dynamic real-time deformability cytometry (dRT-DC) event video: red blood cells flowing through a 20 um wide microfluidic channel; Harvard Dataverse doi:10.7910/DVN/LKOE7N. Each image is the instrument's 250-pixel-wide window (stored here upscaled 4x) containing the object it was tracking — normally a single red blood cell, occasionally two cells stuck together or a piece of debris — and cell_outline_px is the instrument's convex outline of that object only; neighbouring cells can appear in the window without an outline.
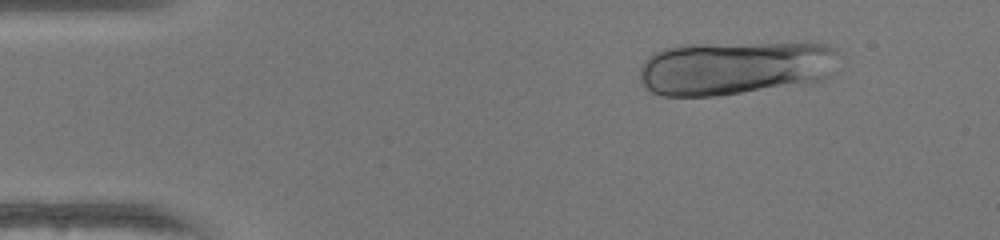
{"species": "human", "species_latin": "Homo sapiens", "temperature_condition": "warm", "stored_images_in_passage": 48, "camera_frame_rate_fps": 3000, "um_per_image_px": 0.085, "donor": {"sex": "female"}, "frame": {"image": 1, "passage_image": 6, "time_ms": 1.667, "image_size_px": [1000, 240], "cell_outline_px": [[840, 52], [832, 76], [824, 80], [808, 84], [720, 96], [660, 96], [644, 88], [640, 80], [640, 68], [644, 60], [652, 52], [664, 48], [680, 44], [828, 44], [836, 48]], "centroid_in_image_um": [62.48, 5.79], "position_along_channel_um": 22.5, "area_um2": 63.7}}